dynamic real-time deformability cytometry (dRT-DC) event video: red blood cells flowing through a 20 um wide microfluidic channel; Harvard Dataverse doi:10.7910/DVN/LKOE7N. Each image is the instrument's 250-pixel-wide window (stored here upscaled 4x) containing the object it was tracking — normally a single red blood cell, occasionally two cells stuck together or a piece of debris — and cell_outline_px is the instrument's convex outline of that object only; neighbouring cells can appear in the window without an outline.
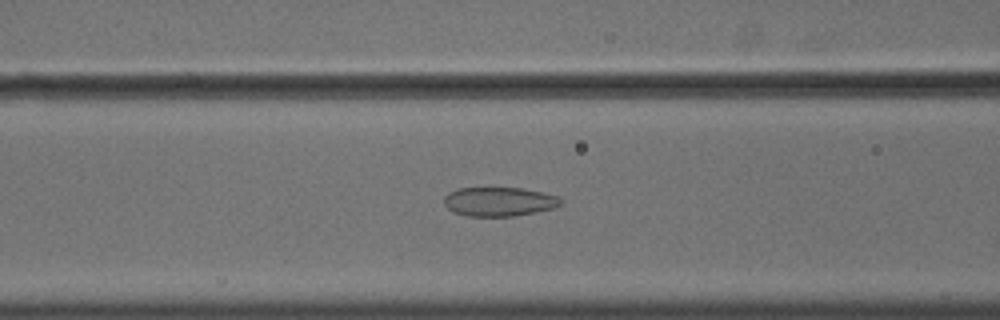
{"species": "common noctule bat (a hibernating species)", "species_latin": "Nyctalus noctula", "temperature_condition": "cold", "stored_images_in_passage": 39, "camera_frame_rate_fps": 3000, "um_per_image_px": 0.085, "animal": {"sex": "male", "body_mass_g": 18.8}, "frame": {"image": 1, "passage_image": 7, "time_ms": 2.0, "image_size_px": [1000, 320], "cell_outline_px": [[564, 200], [556, 208], [516, 216], [468, 216], [452, 212], [444, 204], [444, 196], [448, 192], [456, 188], [524, 188], [544, 192], [556, 196]], "centroid_in_image_um": [42.43, 17.14], "position_along_channel_um": 124.2, "area_um2": 20.06}}
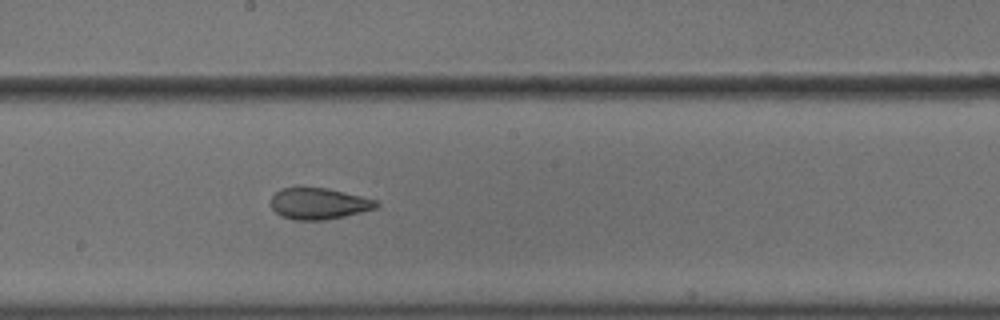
{"frame": {"image": 2, "passage_image": 15, "time_ms": 4.667, "image_size_px": [1000, 320], "cell_outline_px": [[380, 204], [376, 208], [344, 216], [324, 220], [292, 220], [280, 216], [272, 208], [272, 196], [276, 192], [284, 188], [328, 188], [376, 200]], "centroid_in_image_um": [27.09, 17.32], "position_along_channel_um": 221.1, "area_um2": 19.02}}
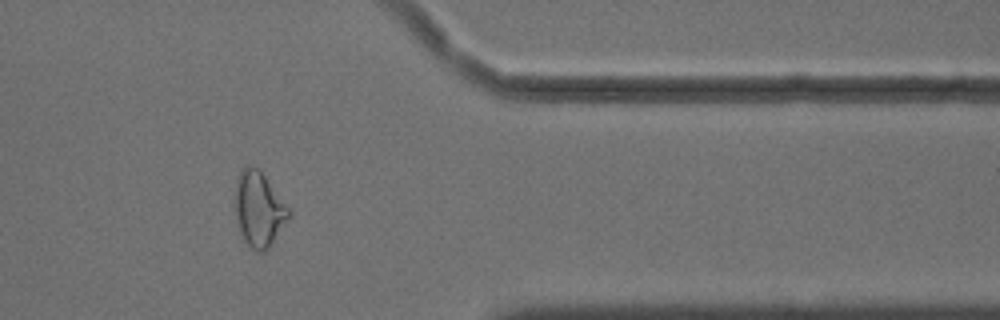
{"frame": {"image": 3, "passage_image": 30, "time_ms": 9.667, "image_size_px": [1000, 320], "cell_outline_px": [[292, 216], [268, 248], [264, 252], [256, 252], [244, 240], [240, 232], [236, 220], [236, 180], [240, 172], [248, 164], [260, 168], [292, 212]], "centroid_in_image_um": [22.03, 17.77], "position_along_channel_um": 389.4, "area_um2": 23.58}, "authors_computed_cell_mechanics": {"area_um2": 20.808, "velocity_mm_per_s": 3.6257, "shape_relaxation_time_tau1_ms": null, "shape_relaxation_time_tau2_ms": 1.818, "deformation_change_tau1": null, "deformation_change_tau2": 0.0678}}